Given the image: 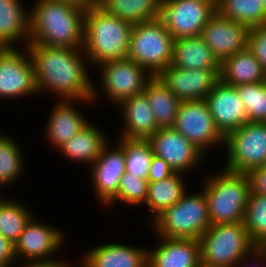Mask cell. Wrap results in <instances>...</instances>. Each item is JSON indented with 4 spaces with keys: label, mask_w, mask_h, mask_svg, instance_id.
I'll list each match as a JSON object with an SVG mask.
<instances>
[{
    "label": "cell",
    "mask_w": 266,
    "mask_h": 267,
    "mask_svg": "<svg viewBox=\"0 0 266 267\" xmlns=\"http://www.w3.org/2000/svg\"><path fill=\"white\" fill-rule=\"evenodd\" d=\"M26 48L33 63L38 92L46 89L57 96L59 94L61 100L81 101L84 104L97 99L95 85L84 64L83 48L47 47L40 44H28Z\"/></svg>",
    "instance_id": "obj_1"
},
{
    "label": "cell",
    "mask_w": 266,
    "mask_h": 267,
    "mask_svg": "<svg viewBox=\"0 0 266 267\" xmlns=\"http://www.w3.org/2000/svg\"><path fill=\"white\" fill-rule=\"evenodd\" d=\"M30 12L29 44L81 49L86 10L58 0H38Z\"/></svg>",
    "instance_id": "obj_2"
},
{
    "label": "cell",
    "mask_w": 266,
    "mask_h": 267,
    "mask_svg": "<svg viewBox=\"0 0 266 267\" xmlns=\"http://www.w3.org/2000/svg\"><path fill=\"white\" fill-rule=\"evenodd\" d=\"M132 28V23L110 15L100 6L87 9L83 45L87 62L100 65L127 59Z\"/></svg>",
    "instance_id": "obj_3"
},
{
    "label": "cell",
    "mask_w": 266,
    "mask_h": 267,
    "mask_svg": "<svg viewBox=\"0 0 266 267\" xmlns=\"http://www.w3.org/2000/svg\"><path fill=\"white\" fill-rule=\"evenodd\" d=\"M199 243L201 263L211 267L241 266L256 247L243 222L211 225Z\"/></svg>",
    "instance_id": "obj_4"
},
{
    "label": "cell",
    "mask_w": 266,
    "mask_h": 267,
    "mask_svg": "<svg viewBox=\"0 0 266 267\" xmlns=\"http://www.w3.org/2000/svg\"><path fill=\"white\" fill-rule=\"evenodd\" d=\"M205 182L203 190L208 201L211 225L243 222L250 194L247 173L224 169Z\"/></svg>",
    "instance_id": "obj_5"
},
{
    "label": "cell",
    "mask_w": 266,
    "mask_h": 267,
    "mask_svg": "<svg viewBox=\"0 0 266 267\" xmlns=\"http://www.w3.org/2000/svg\"><path fill=\"white\" fill-rule=\"evenodd\" d=\"M152 225L159 237L199 240L211 226L208 201L204 190L187 195L162 212Z\"/></svg>",
    "instance_id": "obj_6"
},
{
    "label": "cell",
    "mask_w": 266,
    "mask_h": 267,
    "mask_svg": "<svg viewBox=\"0 0 266 267\" xmlns=\"http://www.w3.org/2000/svg\"><path fill=\"white\" fill-rule=\"evenodd\" d=\"M174 38L157 18L134 24L127 58L158 76L171 65Z\"/></svg>",
    "instance_id": "obj_7"
},
{
    "label": "cell",
    "mask_w": 266,
    "mask_h": 267,
    "mask_svg": "<svg viewBox=\"0 0 266 267\" xmlns=\"http://www.w3.org/2000/svg\"><path fill=\"white\" fill-rule=\"evenodd\" d=\"M225 169L248 173L266 165V122H247L225 137Z\"/></svg>",
    "instance_id": "obj_8"
},
{
    "label": "cell",
    "mask_w": 266,
    "mask_h": 267,
    "mask_svg": "<svg viewBox=\"0 0 266 267\" xmlns=\"http://www.w3.org/2000/svg\"><path fill=\"white\" fill-rule=\"evenodd\" d=\"M216 9L202 0H161L158 19L174 39L200 36Z\"/></svg>",
    "instance_id": "obj_9"
},
{
    "label": "cell",
    "mask_w": 266,
    "mask_h": 267,
    "mask_svg": "<svg viewBox=\"0 0 266 267\" xmlns=\"http://www.w3.org/2000/svg\"><path fill=\"white\" fill-rule=\"evenodd\" d=\"M173 128L203 153L207 147L225 144L205 100L182 101Z\"/></svg>",
    "instance_id": "obj_10"
},
{
    "label": "cell",
    "mask_w": 266,
    "mask_h": 267,
    "mask_svg": "<svg viewBox=\"0 0 266 267\" xmlns=\"http://www.w3.org/2000/svg\"><path fill=\"white\" fill-rule=\"evenodd\" d=\"M99 66L103 93L118 106L123 100L144 92L147 82L153 77L128 58L106 61Z\"/></svg>",
    "instance_id": "obj_11"
},
{
    "label": "cell",
    "mask_w": 266,
    "mask_h": 267,
    "mask_svg": "<svg viewBox=\"0 0 266 267\" xmlns=\"http://www.w3.org/2000/svg\"><path fill=\"white\" fill-rule=\"evenodd\" d=\"M0 48V98H20L38 92L35 71L27 48Z\"/></svg>",
    "instance_id": "obj_12"
},
{
    "label": "cell",
    "mask_w": 266,
    "mask_h": 267,
    "mask_svg": "<svg viewBox=\"0 0 266 267\" xmlns=\"http://www.w3.org/2000/svg\"><path fill=\"white\" fill-rule=\"evenodd\" d=\"M148 140L154 156L164 159L174 172L185 174L203 161V152L174 128H160Z\"/></svg>",
    "instance_id": "obj_13"
},
{
    "label": "cell",
    "mask_w": 266,
    "mask_h": 267,
    "mask_svg": "<svg viewBox=\"0 0 266 267\" xmlns=\"http://www.w3.org/2000/svg\"><path fill=\"white\" fill-rule=\"evenodd\" d=\"M205 101L217 129L224 137L248 122L245 106L233 85L219 79Z\"/></svg>",
    "instance_id": "obj_14"
},
{
    "label": "cell",
    "mask_w": 266,
    "mask_h": 267,
    "mask_svg": "<svg viewBox=\"0 0 266 267\" xmlns=\"http://www.w3.org/2000/svg\"><path fill=\"white\" fill-rule=\"evenodd\" d=\"M248 32L246 25L226 19L216 12L202 29L200 37L221 62L247 48Z\"/></svg>",
    "instance_id": "obj_15"
},
{
    "label": "cell",
    "mask_w": 266,
    "mask_h": 267,
    "mask_svg": "<svg viewBox=\"0 0 266 267\" xmlns=\"http://www.w3.org/2000/svg\"><path fill=\"white\" fill-rule=\"evenodd\" d=\"M62 234L64 233L61 230L39 223L32 217L15 243L16 258L22 256L28 259L23 266L32 262L51 260L49 256L62 246Z\"/></svg>",
    "instance_id": "obj_16"
},
{
    "label": "cell",
    "mask_w": 266,
    "mask_h": 267,
    "mask_svg": "<svg viewBox=\"0 0 266 267\" xmlns=\"http://www.w3.org/2000/svg\"><path fill=\"white\" fill-rule=\"evenodd\" d=\"M107 143L97 160L91 165V178L96 197L101 204H108L117 196L120 179L126 172L125 152L117 143L116 147L109 148Z\"/></svg>",
    "instance_id": "obj_17"
},
{
    "label": "cell",
    "mask_w": 266,
    "mask_h": 267,
    "mask_svg": "<svg viewBox=\"0 0 266 267\" xmlns=\"http://www.w3.org/2000/svg\"><path fill=\"white\" fill-rule=\"evenodd\" d=\"M220 70H192L168 66L158 77L181 101L205 100L219 80Z\"/></svg>",
    "instance_id": "obj_18"
},
{
    "label": "cell",
    "mask_w": 266,
    "mask_h": 267,
    "mask_svg": "<svg viewBox=\"0 0 266 267\" xmlns=\"http://www.w3.org/2000/svg\"><path fill=\"white\" fill-rule=\"evenodd\" d=\"M159 238L161 244L148 251V267H198L201 264L199 240Z\"/></svg>",
    "instance_id": "obj_19"
},
{
    "label": "cell",
    "mask_w": 266,
    "mask_h": 267,
    "mask_svg": "<svg viewBox=\"0 0 266 267\" xmlns=\"http://www.w3.org/2000/svg\"><path fill=\"white\" fill-rule=\"evenodd\" d=\"M148 250L121 243L94 247L81 259L82 267H148Z\"/></svg>",
    "instance_id": "obj_20"
},
{
    "label": "cell",
    "mask_w": 266,
    "mask_h": 267,
    "mask_svg": "<svg viewBox=\"0 0 266 267\" xmlns=\"http://www.w3.org/2000/svg\"><path fill=\"white\" fill-rule=\"evenodd\" d=\"M119 105L124 124L121 138L149 139L156 133L158 127L144 92L123 100Z\"/></svg>",
    "instance_id": "obj_21"
},
{
    "label": "cell",
    "mask_w": 266,
    "mask_h": 267,
    "mask_svg": "<svg viewBox=\"0 0 266 267\" xmlns=\"http://www.w3.org/2000/svg\"><path fill=\"white\" fill-rule=\"evenodd\" d=\"M72 102L75 104V100H59L48 119L46 138L56 149L89 123L81 112L76 110Z\"/></svg>",
    "instance_id": "obj_22"
},
{
    "label": "cell",
    "mask_w": 266,
    "mask_h": 267,
    "mask_svg": "<svg viewBox=\"0 0 266 267\" xmlns=\"http://www.w3.org/2000/svg\"><path fill=\"white\" fill-rule=\"evenodd\" d=\"M171 66L192 70H220V62L200 36L174 39Z\"/></svg>",
    "instance_id": "obj_23"
},
{
    "label": "cell",
    "mask_w": 266,
    "mask_h": 267,
    "mask_svg": "<svg viewBox=\"0 0 266 267\" xmlns=\"http://www.w3.org/2000/svg\"><path fill=\"white\" fill-rule=\"evenodd\" d=\"M20 2L0 0V48H15L14 43L21 39H27L25 47L29 44L30 12Z\"/></svg>",
    "instance_id": "obj_24"
},
{
    "label": "cell",
    "mask_w": 266,
    "mask_h": 267,
    "mask_svg": "<svg viewBox=\"0 0 266 267\" xmlns=\"http://www.w3.org/2000/svg\"><path fill=\"white\" fill-rule=\"evenodd\" d=\"M219 79L233 86L251 84L266 81V72L246 48L220 62Z\"/></svg>",
    "instance_id": "obj_25"
},
{
    "label": "cell",
    "mask_w": 266,
    "mask_h": 267,
    "mask_svg": "<svg viewBox=\"0 0 266 267\" xmlns=\"http://www.w3.org/2000/svg\"><path fill=\"white\" fill-rule=\"evenodd\" d=\"M144 93L149 100L158 129L173 128L182 101L158 76H153L147 82Z\"/></svg>",
    "instance_id": "obj_26"
},
{
    "label": "cell",
    "mask_w": 266,
    "mask_h": 267,
    "mask_svg": "<svg viewBox=\"0 0 266 267\" xmlns=\"http://www.w3.org/2000/svg\"><path fill=\"white\" fill-rule=\"evenodd\" d=\"M102 130L90 122L77 134L72 136L59 150L70 159L90 163L97 160L103 147L108 143Z\"/></svg>",
    "instance_id": "obj_27"
},
{
    "label": "cell",
    "mask_w": 266,
    "mask_h": 267,
    "mask_svg": "<svg viewBox=\"0 0 266 267\" xmlns=\"http://www.w3.org/2000/svg\"><path fill=\"white\" fill-rule=\"evenodd\" d=\"M183 173L175 172L168 178L149 182L147 198L144 204L152 212V221L166 209L182 198L185 192Z\"/></svg>",
    "instance_id": "obj_28"
},
{
    "label": "cell",
    "mask_w": 266,
    "mask_h": 267,
    "mask_svg": "<svg viewBox=\"0 0 266 267\" xmlns=\"http://www.w3.org/2000/svg\"><path fill=\"white\" fill-rule=\"evenodd\" d=\"M160 3L161 0H100V7L134 25L157 19Z\"/></svg>",
    "instance_id": "obj_29"
},
{
    "label": "cell",
    "mask_w": 266,
    "mask_h": 267,
    "mask_svg": "<svg viewBox=\"0 0 266 267\" xmlns=\"http://www.w3.org/2000/svg\"><path fill=\"white\" fill-rule=\"evenodd\" d=\"M216 12L248 28L266 25V7L258 0H220Z\"/></svg>",
    "instance_id": "obj_30"
},
{
    "label": "cell",
    "mask_w": 266,
    "mask_h": 267,
    "mask_svg": "<svg viewBox=\"0 0 266 267\" xmlns=\"http://www.w3.org/2000/svg\"><path fill=\"white\" fill-rule=\"evenodd\" d=\"M119 144L125 152L126 172L147 179L154 156L149 140L120 138Z\"/></svg>",
    "instance_id": "obj_31"
},
{
    "label": "cell",
    "mask_w": 266,
    "mask_h": 267,
    "mask_svg": "<svg viewBox=\"0 0 266 267\" xmlns=\"http://www.w3.org/2000/svg\"><path fill=\"white\" fill-rule=\"evenodd\" d=\"M243 223L252 242L266 246V196L250 192Z\"/></svg>",
    "instance_id": "obj_32"
},
{
    "label": "cell",
    "mask_w": 266,
    "mask_h": 267,
    "mask_svg": "<svg viewBox=\"0 0 266 267\" xmlns=\"http://www.w3.org/2000/svg\"><path fill=\"white\" fill-rule=\"evenodd\" d=\"M16 141L0 133V187L18 179L23 172V158Z\"/></svg>",
    "instance_id": "obj_33"
},
{
    "label": "cell",
    "mask_w": 266,
    "mask_h": 267,
    "mask_svg": "<svg viewBox=\"0 0 266 267\" xmlns=\"http://www.w3.org/2000/svg\"><path fill=\"white\" fill-rule=\"evenodd\" d=\"M31 218L29 209L9 200L0 210V234L15 244Z\"/></svg>",
    "instance_id": "obj_34"
},
{
    "label": "cell",
    "mask_w": 266,
    "mask_h": 267,
    "mask_svg": "<svg viewBox=\"0 0 266 267\" xmlns=\"http://www.w3.org/2000/svg\"><path fill=\"white\" fill-rule=\"evenodd\" d=\"M248 122H266V81L235 86Z\"/></svg>",
    "instance_id": "obj_35"
},
{
    "label": "cell",
    "mask_w": 266,
    "mask_h": 267,
    "mask_svg": "<svg viewBox=\"0 0 266 267\" xmlns=\"http://www.w3.org/2000/svg\"><path fill=\"white\" fill-rule=\"evenodd\" d=\"M149 181L134 174L124 173L120 179L117 196L108 204H115V201H123L127 205H139L145 203L148 193Z\"/></svg>",
    "instance_id": "obj_36"
},
{
    "label": "cell",
    "mask_w": 266,
    "mask_h": 267,
    "mask_svg": "<svg viewBox=\"0 0 266 267\" xmlns=\"http://www.w3.org/2000/svg\"><path fill=\"white\" fill-rule=\"evenodd\" d=\"M247 48L266 72V25L249 28Z\"/></svg>",
    "instance_id": "obj_37"
},
{
    "label": "cell",
    "mask_w": 266,
    "mask_h": 267,
    "mask_svg": "<svg viewBox=\"0 0 266 267\" xmlns=\"http://www.w3.org/2000/svg\"><path fill=\"white\" fill-rule=\"evenodd\" d=\"M174 173L175 172L164 159L153 156L147 180L149 182H157L168 178Z\"/></svg>",
    "instance_id": "obj_38"
},
{
    "label": "cell",
    "mask_w": 266,
    "mask_h": 267,
    "mask_svg": "<svg viewBox=\"0 0 266 267\" xmlns=\"http://www.w3.org/2000/svg\"><path fill=\"white\" fill-rule=\"evenodd\" d=\"M250 192L266 196V165L255 168L247 173Z\"/></svg>",
    "instance_id": "obj_39"
},
{
    "label": "cell",
    "mask_w": 266,
    "mask_h": 267,
    "mask_svg": "<svg viewBox=\"0 0 266 267\" xmlns=\"http://www.w3.org/2000/svg\"><path fill=\"white\" fill-rule=\"evenodd\" d=\"M15 261V244L0 234V267H12Z\"/></svg>",
    "instance_id": "obj_40"
},
{
    "label": "cell",
    "mask_w": 266,
    "mask_h": 267,
    "mask_svg": "<svg viewBox=\"0 0 266 267\" xmlns=\"http://www.w3.org/2000/svg\"><path fill=\"white\" fill-rule=\"evenodd\" d=\"M67 262H62L56 259L46 260V261H37L25 265L26 267H71Z\"/></svg>",
    "instance_id": "obj_41"
},
{
    "label": "cell",
    "mask_w": 266,
    "mask_h": 267,
    "mask_svg": "<svg viewBox=\"0 0 266 267\" xmlns=\"http://www.w3.org/2000/svg\"><path fill=\"white\" fill-rule=\"evenodd\" d=\"M58 1H64L66 3L73 4L84 10L100 6V0H58Z\"/></svg>",
    "instance_id": "obj_42"
},
{
    "label": "cell",
    "mask_w": 266,
    "mask_h": 267,
    "mask_svg": "<svg viewBox=\"0 0 266 267\" xmlns=\"http://www.w3.org/2000/svg\"><path fill=\"white\" fill-rule=\"evenodd\" d=\"M252 259L251 261H254L253 259H255L256 261V267H257V260L259 262H261V260L264 258L266 259V246H256L253 250H252ZM254 257V258H253ZM266 261V260H265ZM249 267V264L247 265ZM255 267V266H254Z\"/></svg>",
    "instance_id": "obj_43"
},
{
    "label": "cell",
    "mask_w": 266,
    "mask_h": 267,
    "mask_svg": "<svg viewBox=\"0 0 266 267\" xmlns=\"http://www.w3.org/2000/svg\"><path fill=\"white\" fill-rule=\"evenodd\" d=\"M202 1H205L209 4H211L215 9H217L219 2H220V0H202Z\"/></svg>",
    "instance_id": "obj_44"
},
{
    "label": "cell",
    "mask_w": 266,
    "mask_h": 267,
    "mask_svg": "<svg viewBox=\"0 0 266 267\" xmlns=\"http://www.w3.org/2000/svg\"><path fill=\"white\" fill-rule=\"evenodd\" d=\"M9 200L7 199H4V198H2V199H0V210L4 207V205L8 202Z\"/></svg>",
    "instance_id": "obj_45"
},
{
    "label": "cell",
    "mask_w": 266,
    "mask_h": 267,
    "mask_svg": "<svg viewBox=\"0 0 266 267\" xmlns=\"http://www.w3.org/2000/svg\"><path fill=\"white\" fill-rule=\"evenodd\" d=\"M258 1L266 7V0H258Z\"/></svg>",
    "instance_id": "obj_46"
},
{
    "label": "cell",
    "mask_w": 266,
    "mask_h": 267,
    "mask_svg": "<svg viewBox=\"0 0 266 267\" xmlns=\"http://www.w3.org/2000/svg\"><path fill=\"white\" fill-rule=\"evenodd\" d=\"M198 267H211V266H206V265H203V264L201 263Z\"/></svg>",
    "instance_id": "obj_47"
}]
</instances>
